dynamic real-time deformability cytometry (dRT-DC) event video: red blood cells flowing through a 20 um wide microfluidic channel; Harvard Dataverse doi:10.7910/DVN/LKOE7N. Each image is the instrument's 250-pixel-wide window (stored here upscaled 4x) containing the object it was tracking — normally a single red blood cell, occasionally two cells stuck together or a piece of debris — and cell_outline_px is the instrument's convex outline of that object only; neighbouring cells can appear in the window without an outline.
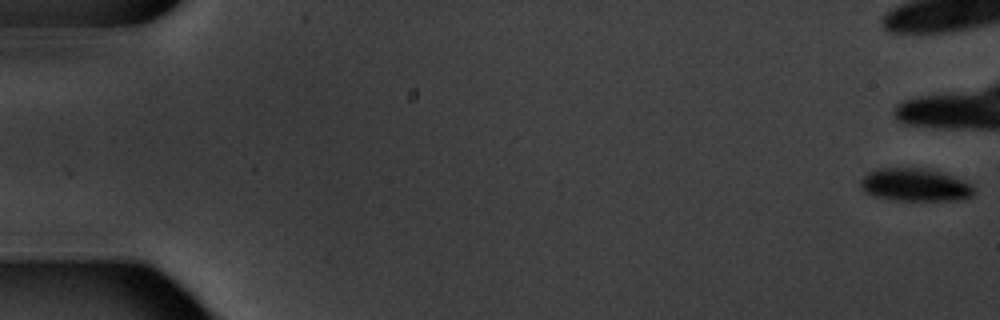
{"species": "common noctule bat (a hibernating species)", "species_latin": "Nyctalus noctula", "temperature_condition": "warm", "stored_images_in_passage": 5, "camera_frame_rate_fps": 3000, "um_per_image_px": 0.085, "animal": {"sex": "male", "body_mass_g": 20.1, "forearm_length_mm": 53.5}, "frame": {"image": 1, "passage_image": 1, "time_ms": 0.0, "image_size_px": [1000, 320], "cell_outline_px": [[976, 192], [972, 196], [964, 200], [896, 200], [872, 196], [864, 192], [860, 188], [860, 180], [868, 172], [880, 168], [924, 168], [972, 184]], "centroid_in_image_um": [77.74, 15.74], "position_along_channel_um": 7.3, "area_um2": 21.56}}